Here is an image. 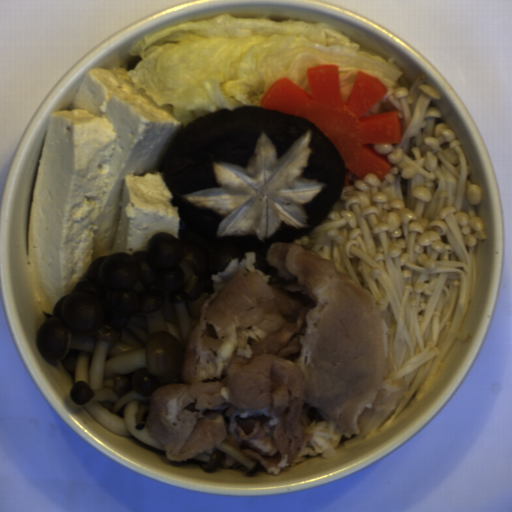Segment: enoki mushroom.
<instances>
[{"label":"enoki mushroom","mask_w":512,"mask_h":512,"mask_svg":"<svg viewBox=\"0 0 512 512\" xmlns=\"http://www.w3.org/2000/svg\"><path fill=\"white\" fill-rule=\"evenodd\" d=\"M427 79L400 75L364 115L396 111L399 143L369 144L390 162L380 181L349 184L320 224L294 242L333 262L364 288L388 329L387 355L406 385L393 409L372 416L355 434L375 438L423 398L455 348L466 343L483 243L484 191Z\"/></svg>","instance_id":"1"}]
</instances>
